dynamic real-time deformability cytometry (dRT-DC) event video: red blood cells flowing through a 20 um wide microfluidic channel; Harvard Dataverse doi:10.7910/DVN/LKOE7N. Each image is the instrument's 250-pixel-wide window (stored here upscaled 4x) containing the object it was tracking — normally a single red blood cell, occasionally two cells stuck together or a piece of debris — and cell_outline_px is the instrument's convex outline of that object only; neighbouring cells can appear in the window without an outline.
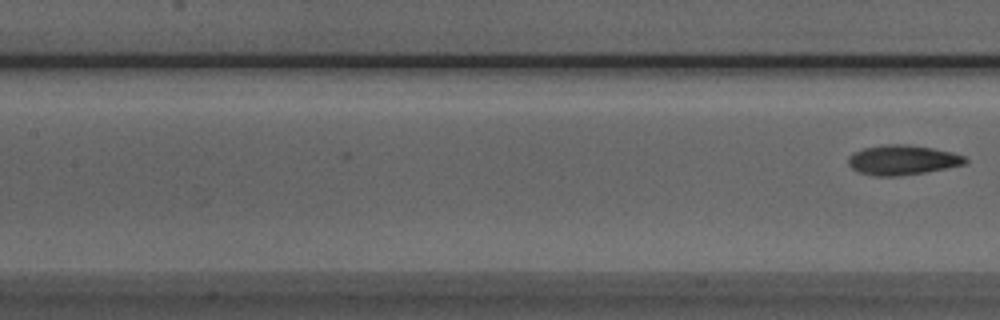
{"species": "Egyptian fruit bat (a non-hibernating species)", "species_latin": "Rousettus aegyptiacus", "temperature_condition": "room temperature", "stored_images_in_passage": 18, "camera_frame_rate_fps": 3000, "um_per_image_px": 0.085, "animal": {"sex": "male"}, "frame": {"image": 1, "passage_image": 18, "time_ms": 5.667, "image_size_px": [1000, 320], "cell_outline_px": [[968, 160], [964, 164], [924, 172], [896, 176], [876, 176], [860, 172], [852, 168], [848, 164], [848, 156], [852, 152], [864, 148], [884, 144], [908, 144], [932, 148], [952, 152], [964, 156]], "centroid_in_image_um": [76.67, 13.58], "position_along_channel_um": 130.7, "area_um2": 20.17}}